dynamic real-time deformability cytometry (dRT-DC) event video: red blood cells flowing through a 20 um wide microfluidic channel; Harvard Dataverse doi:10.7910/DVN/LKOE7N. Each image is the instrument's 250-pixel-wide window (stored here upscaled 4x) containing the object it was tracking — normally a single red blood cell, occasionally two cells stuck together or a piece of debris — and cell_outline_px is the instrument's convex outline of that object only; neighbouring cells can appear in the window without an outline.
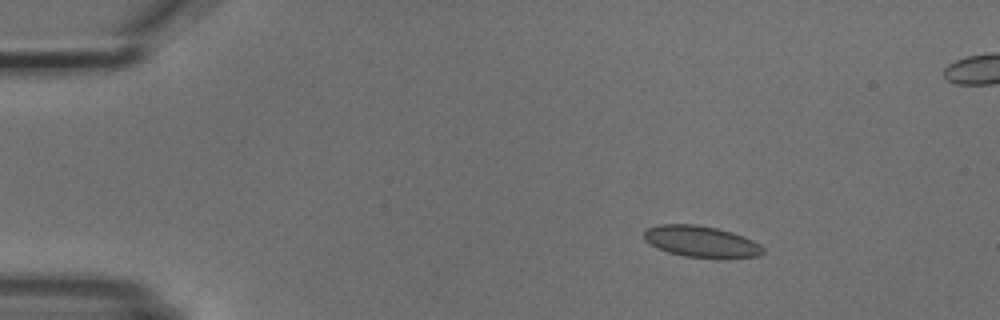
{"species": "common noctule bat (a hibernating species)", "species_latin": "Nyctalus noctula", "temperature_condition": "cold", "stored_images_in_passage": 6, "camera_frame_rate_fps": 3000, "um_per_image_px": 0.085, "animal": {"sex": "male", "body_mass_g": 18.8}, "frame": {"image": 1, "passage_image": 2, "time_ms": 1.333, "image_size_px": [1000, 320], "cell_outline_px": [[764, 252], [756, 256], [684, 256], [668, 252], [644, 240], [644, 232], [648, 228], [660, 224], [696, 224], [716, 228], [732, 232], [744, 236], [760, 244], [764, 248]], "centroid_in_image_um": [59.57, 20.49], "position_along_channel_um": 25.4, "area_um2": 20.98}}
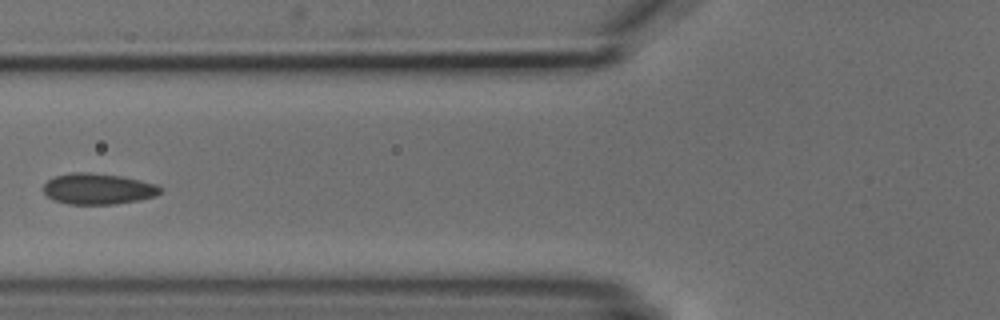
{"frame": {"image": 2, "passage_image": 5, "time_ms": 5.667, "image_size_px": [1000, 320], "cell_outline_px": [[160, 192], [156, 196], [140, 200], [116, 204], [68, 204], [52, 200], [44, 192], [44, 184], [48, 180], [56, 176], [72, 172], [88, 172], [120, 176], [156, 184], [160, 188]], "centroid_in_image_um": [8.31, 16.06], "position_along_channel_um": 117.5, "area_um2": 20.98}}
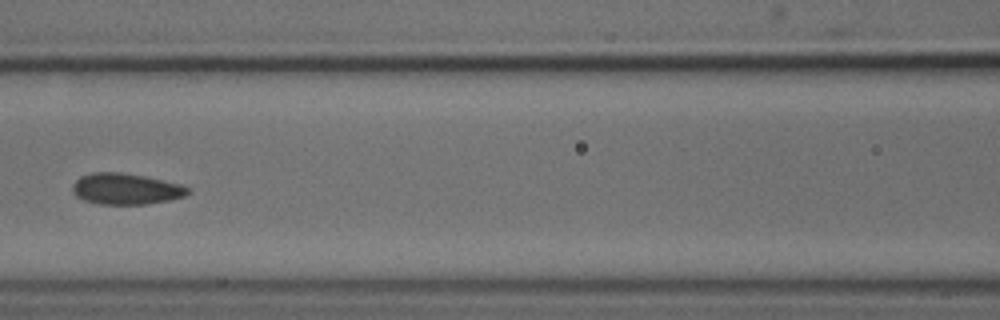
{"frame": {"image": 3, "passage_image": 6, "time_ms": 6.667, "image_size_px": [1000, 320], "cell_outline_px": [[192, 192], [184, 196], [168, 200], [148, 204], [100, 204], [84, 200], [76, 196], [72, 192], [72, 184], [80, 176], [92, 172], [120, 172], [144, 176], [180, 184], [188, 188]], "centroid_in_image_um": [10.67, 16.05], "position_along_channel_um": 155.9, "area_um2": 20.92}}